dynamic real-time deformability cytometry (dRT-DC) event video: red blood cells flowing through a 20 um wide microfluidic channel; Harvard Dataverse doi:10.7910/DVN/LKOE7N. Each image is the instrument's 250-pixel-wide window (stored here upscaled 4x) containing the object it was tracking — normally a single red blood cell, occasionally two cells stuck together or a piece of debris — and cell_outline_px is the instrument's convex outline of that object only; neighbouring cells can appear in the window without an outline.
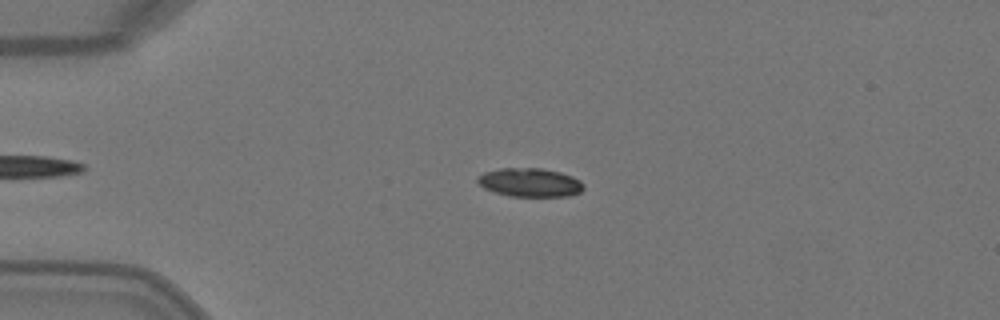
{"species": "Egyptian fruit bat (a non-hibernating species)", "species_latin": "Rousettus aegyptiacus", "temperature_condition": "warm", "stored_images_in_passage": 5, "camera_frame_rate_fps": 3000, "um_per_image_px": 0.085, "animal": {"sex": "female"}, "frame": {"image": 1, "passage_image": 3, "time_ms": 0.667, "image_size_px": [1000, 320], "cell_outline_px": [[584, 188], [580, 192], [568, 196], [508, 196], [484, 188], [476, 180], [484, 172], [500, 168], [540, 168], [560, 172], [572, 176], [580, 180], [584, 184]], "centroid_in_image_um": [45.07, 15.51], "position_along_channel_um": 39.9, "area_um2": 17.63}}
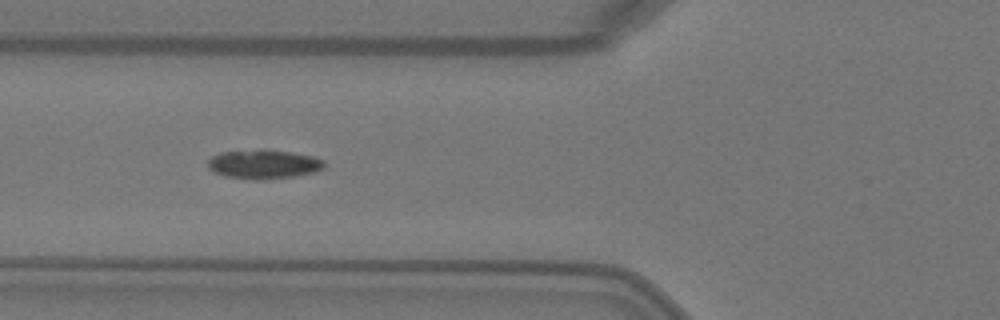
{"frame": {"image": 2, "passage_image": 5, "time_ms": 1.333, "image_size_px": [1000, 320], "cell_outline_px": [[324, 168], [312, 172], [292, 176], [264, 180], [252, 180], [224, 176], [208, 168], [208, 160], [212, 156], [220, 152], [292, 152], [312, 156], [324, 160]], "centroid_in_image_um": [22.4, 14.0], "position_along_channel_um": 103.4, "area_um2": 18.9}}